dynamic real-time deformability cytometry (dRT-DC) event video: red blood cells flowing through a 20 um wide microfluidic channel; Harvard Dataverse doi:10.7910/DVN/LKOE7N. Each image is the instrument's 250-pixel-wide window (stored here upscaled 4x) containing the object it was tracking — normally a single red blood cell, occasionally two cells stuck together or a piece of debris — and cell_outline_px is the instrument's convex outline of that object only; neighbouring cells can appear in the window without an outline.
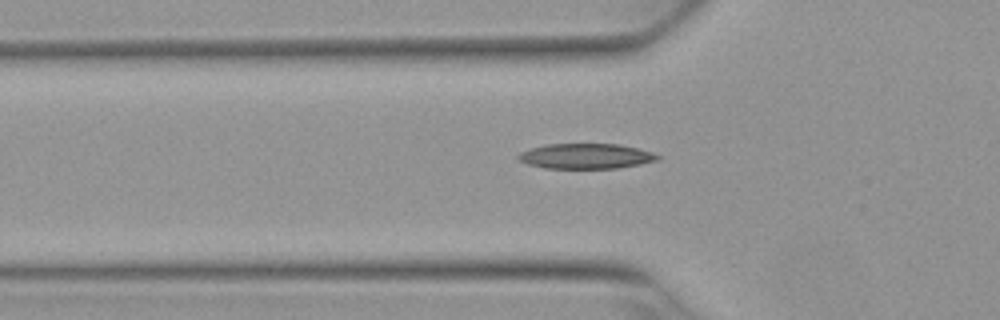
{"species": "Egyptian fruit bat (a non-hibernating species)", "species_latin": "Rousettus aegyptiacus", "temperature_condition": "warm", "stored_images_in_passage": 37, "camera_frame_rate_fps": 3000, "um_per_image_px": 0.085, "animal": {"sex": "female"}, "frame": {"image": 1, "passage_image": 8, "time_ms": 2.333, "image_size_px": [1000, 320], "cell_outline_px": [[660, 160], [640, 164], [616, 168], [544, 168], [528, 164], [520, 160], [516, 156], [520, 152], [544, 144], [620, 144], [652, 152], [660, 156]], "centroid_in_image_um": [49.81, 13.27], "position_along_channel_um": 76.0, "area_um2": 20.4}}
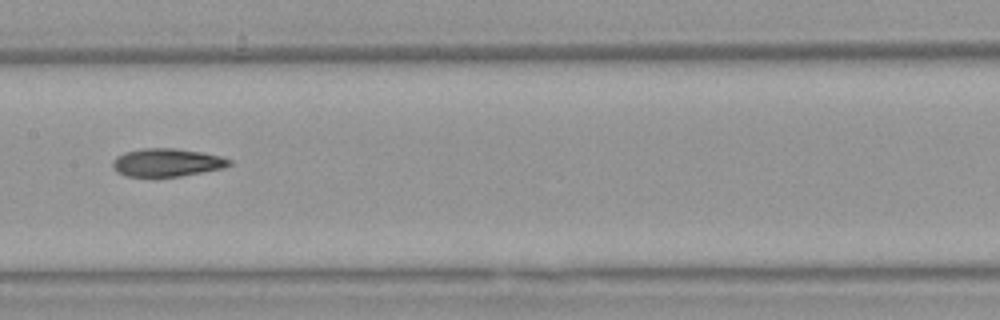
{"frame": {"image": 2, "passage_image": 17, "time_ms": 5.333, "image_size_px": [1000, 320], "cell_outline_px": [[232, 164], [224, 168], [180, 176], [128, 176], [116, 172], [112, 168], [112, 164], [116, 156], [124, 152], [144, 148], [172, 148], [200, 152], [220, 156], [232, 160]], "centroid_in_image_um": [14.18, 13.81], "position_along_channel_um": 193.2, "area_um2": 18.96}}
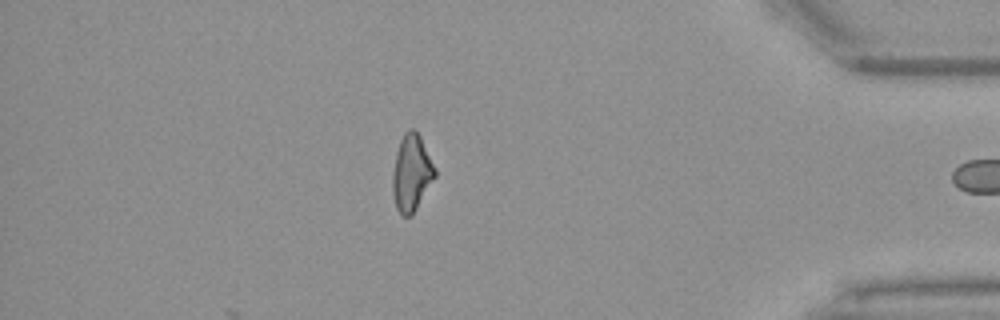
{"frame": {"image": 3, "passage_image": 36, "time_ms": 11.667, "image_size_px": [1000, 320], "cell_outline_px": [[436, 176], [412, 216], [400, 216], [396, 208], [392, 192], [392, 176], [396, 152], [400, 140], [404, 132], [408, 128], [412, 128], [420, 136], [436, 168]], "centroid_in_image_um": [34.97, 14.72], "position_along_channel_um": 400.2, "area_um2": 19.07}, "authors_computed_cell_mechanics": {"area_um2": 19.3052, "velocity_mm_per_s": 3.8876, "shape_relaxation_time_tau1_ms": 8.8674, "shape_relaxation_time_tau2_ms": 4.4103, "deformation_change_tau1": 0.2368, "deformation_change_tau2": 0.1346}}